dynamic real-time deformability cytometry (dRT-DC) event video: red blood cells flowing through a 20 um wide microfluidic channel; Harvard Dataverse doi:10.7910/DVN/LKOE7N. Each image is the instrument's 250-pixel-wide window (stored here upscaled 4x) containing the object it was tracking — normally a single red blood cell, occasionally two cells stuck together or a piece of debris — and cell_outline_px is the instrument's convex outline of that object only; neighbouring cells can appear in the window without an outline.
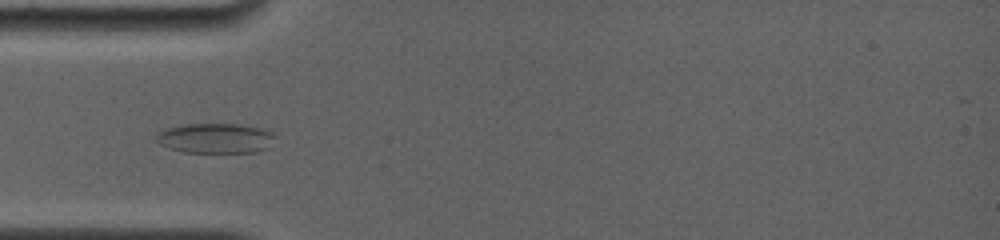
{"species": "common noctule bat (a hibernating species)", "species_latin": "Nyctalus noctula", "temperature_condition": "room temperature", "stored_images_in_passage": 21, "camera_frame_rate_fps": 4000, "um_per_image_px": 0.085, "animal": {"sex": "female", "body_mass_g": 19.0, "forearm_length_mm": 56.7}, "frame": {"image": 1, "passage_image": 3, "time_ms": 1.0, "image_size_px": [1000, 240], "cell_outline_px": [[276, 136], [268, 148], [256, 152], [184, 152], [160, 144], [156, 140], [156, 132], [160, 128], [180, 124], [240, 124], [260, 128], [272, 132]], "centroid_in_image_um": [18.28, 11.73], "position_along_channel_um": 66.7, "area_um2": 20.98}}
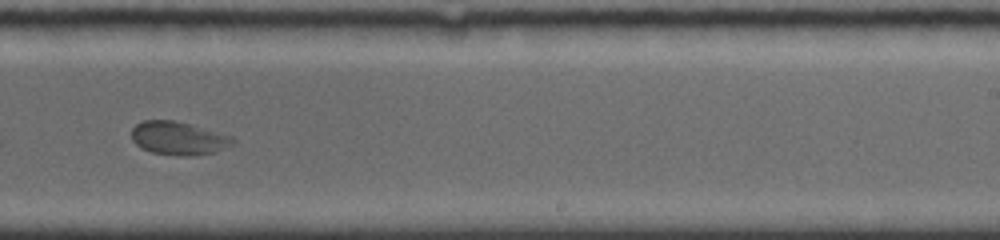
{"frame": {"image": 2, "passage_image": 14, "time_ms": 6.5, "image_size_px": [1000, 240], "cell_outline_px": [[236, 144], [212, 152], [192, 156], [180, 156], [152, 152], [140, 148], [132, 140], [132, 128], [136, 124], [144, 120], [172, 120], [188, 124], [232, 136], [236, 140]], "centroid_in_image_um": [15.16, 11.76], "position_along_channel_um": 273.8, "area_um2": 19.54}}
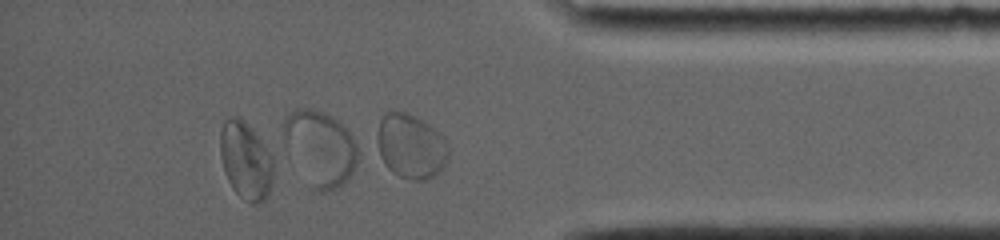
{"frame": {"image": 3, "passage_image": 21, "time_ms": 10.0, "image_size_px": [1000, 240], "cell_outline_px": [[448, 160], [444, 168], [436, 176], [428, 180], [412, 180], [400, 176], [392, 172], [384, 164], [380, 156], [376, 140], [376, 136], [380, 120], [384, 112], [392, 108], [416, 116], [428, 124], [444, 136], [448, 144]], "centroid_in_image_um": [34.92, 12.42], "position_along_channel_um": 400.3, "area_um2": 27.57}}